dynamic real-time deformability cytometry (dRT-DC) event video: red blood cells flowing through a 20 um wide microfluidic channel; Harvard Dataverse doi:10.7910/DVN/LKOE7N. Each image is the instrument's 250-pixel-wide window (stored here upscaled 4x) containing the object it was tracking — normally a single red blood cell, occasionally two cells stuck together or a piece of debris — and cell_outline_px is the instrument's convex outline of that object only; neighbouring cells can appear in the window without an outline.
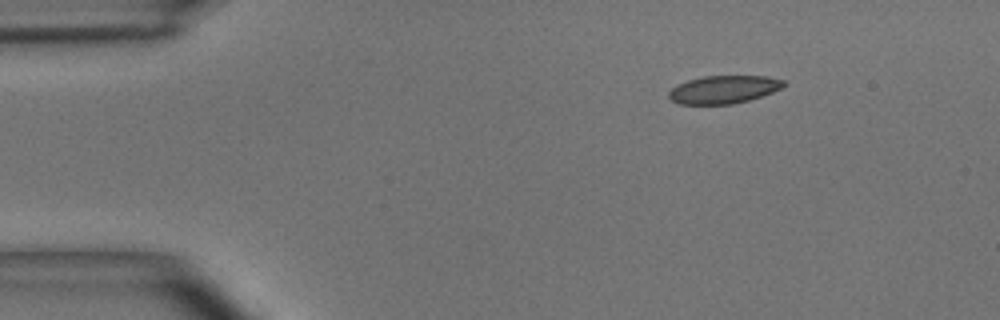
{"species": "common noctule bat (a hibernating species)", "species_latin": "Nyctalus noctula", "temperature_condition": "room temperature", "stored_images_in_passage": 47, "camera_frame_rate_fps": 3000, "um_per_image_px": 0.085, "animal": {"sex": "male", "body_mass_g": 15.6}, "frame": {"image": 1, "passage_image": 1, "time_ms": 0.0, "image_size_px": [1000, 320], "cell_outline_px": [[784, 84], [780, 88], [772, 92], [748, 100], [732, 104], [680, 104], [672, 100], [668, 96], [668, 92], [676, 84], [688, 80], [704, 76], [764, 76], [784, 80]], "centroid_in_image_um": [61.46, 7.6], "position_along_channel_um": 23.5, "area_um2": 18.5}}
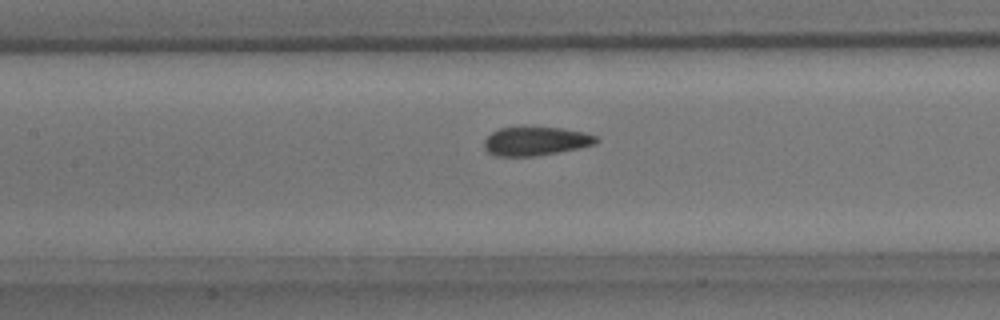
{"frame": {"image": 2, "passage_image": 18, "time_ms": 5.667, "image_size_px": [1000, 320], "cell_outline_px": [[600, 140], [596, 144], [580, 148], [532, 156], [496, 156], [488, 152], [484, 148], [484, 140], [492, 132], [500, 128], [560, 128], [584, 132], [596, 136]], "centroid_in_image_um": [45.55, 12.01], "position_along_channel_um": 161.9, "area_um2": 18.5}}
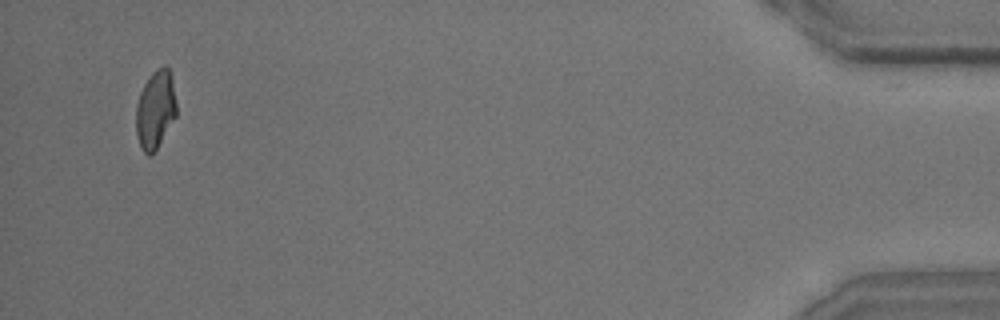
{"frame": {"image": 3, "passage_image": 46, "time_ms": 15.0, "image_size_px": [1000, 320], "cell_outline_px": [[176, 116], [156, 148], [148, 156], [140, 148], [136, 132], [136, 104], [140, 92], [144, 84], [152, 72], [156, 68], [164, 64], [168, 68], [172, 76], [176, 104]], "centroid_in_image_um": [13.2, 9.27], "position_along_channel_um": 422.0, "area_um2": 18.38}, "authors_computed_cell_mechanics": {"area_um2": 19.4208, "velocity_mm_per_s": 3.6332, "shape_relaxation_time_tau1_ms": 7.0346, "shape_relaxation_time_tau2_ms": 1.5759, "deformation_change_tau1": 0.1501, "deformation_change_tau2": 0.0618}}